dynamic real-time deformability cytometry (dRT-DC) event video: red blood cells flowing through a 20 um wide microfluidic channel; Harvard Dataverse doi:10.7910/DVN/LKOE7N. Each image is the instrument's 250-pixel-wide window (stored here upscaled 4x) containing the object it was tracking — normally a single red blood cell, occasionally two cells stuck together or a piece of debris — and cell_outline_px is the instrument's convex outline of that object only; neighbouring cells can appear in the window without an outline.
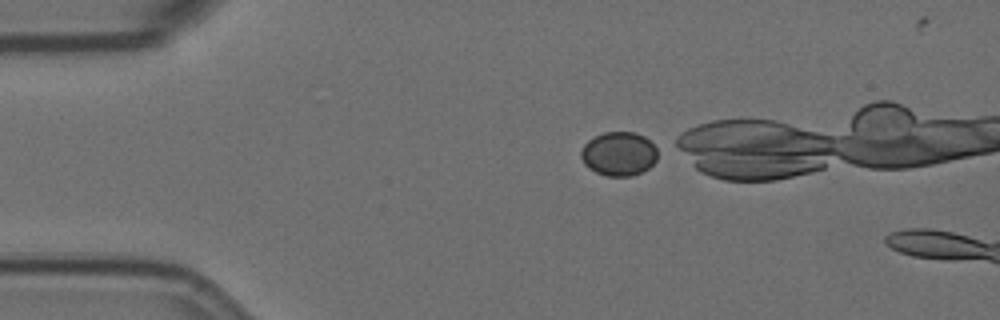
{"species": "Egyptian fruit bat (a non-hibernating species)", "species_latin": "Rousettus aegyptiacus", "temperature_condition": "room temperature", "stored_images_in_passage": 33, "camera_frame_rate_fps": 3000, "um_per_image_px": 0.085, "animal": {"sex": "female"}, "frame": {"image": 1, "passage_image": 2, "time_ms": 0.333, "image_size_px": [1000, 320], "cell_outline_px": [[656, 160], [648, 168], [632, 176], [608, 176], [596, 172], [588, 168], [584, 164], [580, 156], [580, 152], [584, 144], [588, 140], [604, 132], [636, 132], [644, 136], [656, 148]], "centroid_in_image_um": [52.57, 13.07], "position_along_channel_um": 32.4, "area_um2": 19.54}}
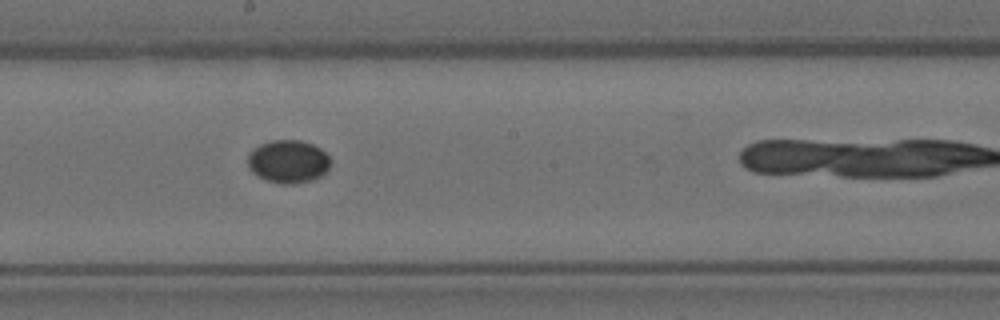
{"frame": {"image": 2, "passage_image": 22, "time_ms": 7.0, "image_size_px": [1000, 320], "cell_outline_px": [[328, 168], [320, 176], [312, 180], [292, 184], [280, 184], [264, 180], [256, 176], [248, 168], [248, 152], [252, 148], [260, 144], [272, 140], [300, 140], [312, 144], [320, 148], [328, 156]], "centroid_in_image_um": [24.43, 13.73], "position_along_channel_um": 223.8, "area_um2": 20.81}}
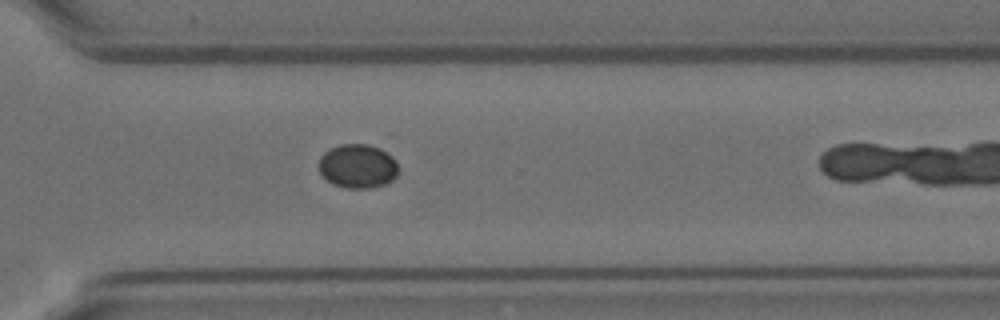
{"frame": {"image": 3, "passage_image": 32, "time_ms": 10.333, "image_size_px": [1000, 320], "cell_outline_px": [[396, 176], [392, 180], [384, 184], [372, 188], [344, 188], [332, 184], [320, 172], [320, 156], [324, 152], [340, 144], [368, 144], [380, 148], [392, 156], [396, 160]], "centroid_in_image_um": [30.4, 14.12], "position_along_channel_um": 340.2, "area_um2": 20.29}}